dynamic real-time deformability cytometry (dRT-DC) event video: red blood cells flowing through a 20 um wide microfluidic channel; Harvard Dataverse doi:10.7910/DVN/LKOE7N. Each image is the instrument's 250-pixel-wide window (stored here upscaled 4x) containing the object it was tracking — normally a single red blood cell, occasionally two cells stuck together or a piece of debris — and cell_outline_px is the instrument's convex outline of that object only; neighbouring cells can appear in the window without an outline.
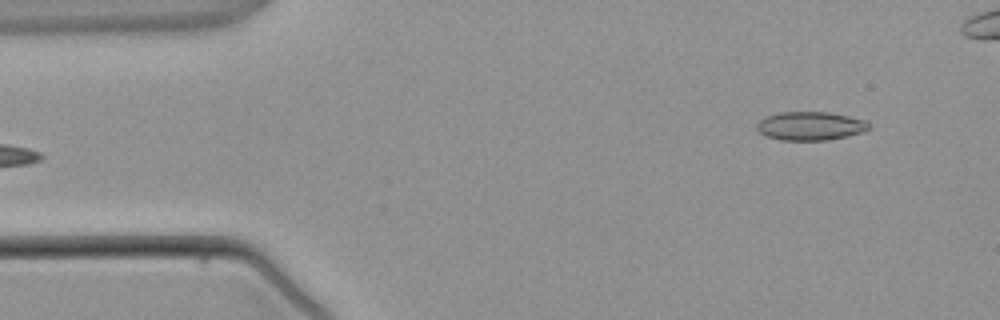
{"species": "common noctule bat (a hibernating species)", "species_latin": "Nyctalus noctula", "temperature_condition": "warm", "stored_images_in_passage": 3, "segment_of_instrument_passage": [2, 2], "camera_frame_rate_fps": 3000, "um_per_image_px": 0.085, "animal": {"sex": "male", "body_mass_g": 21.5, "forearm_length_mm": 52.0}, "frame": {"image": 1, "passage_image": 3, "time_ms": 3.333, "image_size_px": [1000, 320], "cell_outline_px": [[872, 128], [864, 132], [848, 136], [828, 140], [780, 140], [768, 136], [760, 132], [756, 128], [756, 124], [760, 120], [768, 116], [780, 112], [828, 112], [848, 116], [864, 120], [872, 124]], "centroid_in_image_um": [68.94, 10.71], "position_along_channel_um": 16.1, "area_um2": 18.73}}